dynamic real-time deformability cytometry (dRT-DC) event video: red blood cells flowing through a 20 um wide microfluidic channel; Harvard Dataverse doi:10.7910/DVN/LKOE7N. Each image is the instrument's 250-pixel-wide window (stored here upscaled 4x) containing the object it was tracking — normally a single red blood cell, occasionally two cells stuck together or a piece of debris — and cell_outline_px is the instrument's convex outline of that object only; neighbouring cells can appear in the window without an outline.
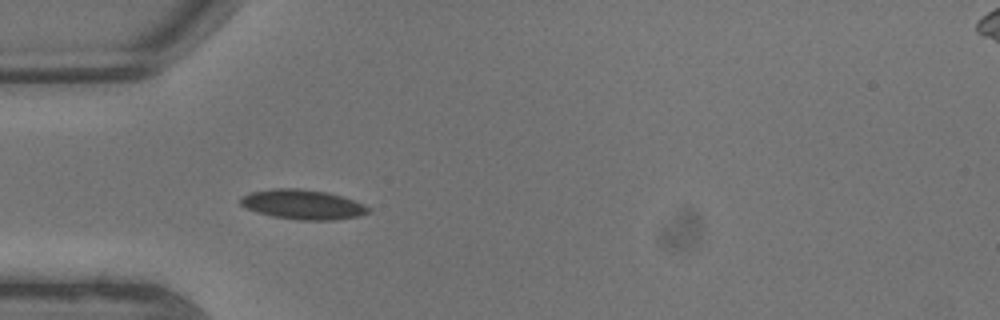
{"species": "common noctule bat (a hibernating species)", "species_latin": "Nyctalus noctula", "temperature_condition": "warm", "stored_images_in_passage": 5, "camera_frame_rate_fps": 3000, "um_per_image_px": 0.085, "animal": {"sex": "male", "body_mass_g": 13.3}, "frame": {"image": 1, "passage_image": 5, "time_ms": 1.333, "image_size_px": [1000, 320], "cell_outline_px": [[372, 212], [360, 216], [336, 220], [300, 220], [272, 216], [256, 212], [240, 204], [240, 196], [252, 192], [272, 188], [300, 188], [328, 192], [364, 204], [372, 208]], "centroid_in_image_um": [25.77, 17.38], "position_along_channel_um": 59.2, "area_um2": 22.31}}